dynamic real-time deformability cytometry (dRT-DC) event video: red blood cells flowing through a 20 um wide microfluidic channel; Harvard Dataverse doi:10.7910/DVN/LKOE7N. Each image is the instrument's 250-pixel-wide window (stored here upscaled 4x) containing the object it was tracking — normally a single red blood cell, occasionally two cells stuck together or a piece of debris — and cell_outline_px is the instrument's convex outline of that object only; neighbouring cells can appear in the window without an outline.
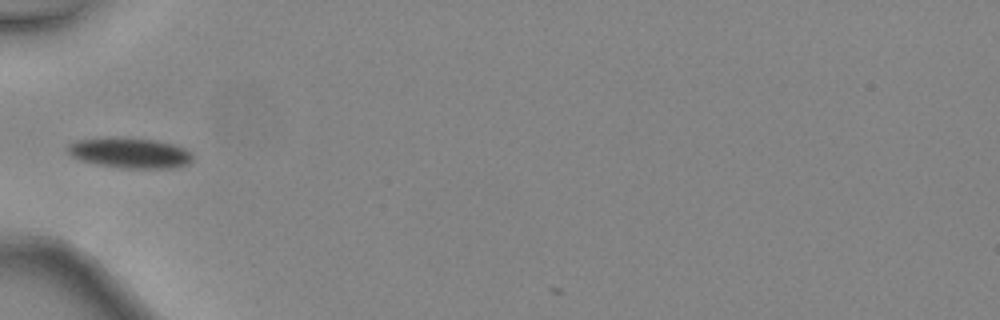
{"species": "common noctule bat (a hibernating species)", "species_latin": "Nyctalus noctula", "temperature_condition": "warm", "stored_images_in_passage": 30, "camera_frame_rate_fps": 3000, "um_per_image_px": 0.085, "animal": {"sex": "female", "body_mass_g": 24.6, "forearm_length_mm": 56.2}, "frame": {"image": 1, "passage_image": 1, "time_ms": 0.0, "image_size_px": [1000, 320], "cell_outline_px": [[192, 160], [188, 164], [172, 168], [120, 168], [80, 160], [72, 156], [64, 148], [68, 144], [76, 140], [112, 136], [120, 136], [156, 140], [172, 144], [184, 148], [192, 152]], "centroid_in_image_um": [11.01, 12.97], "position_along_channel_um": 74.0, "area_um2": 22.48}}
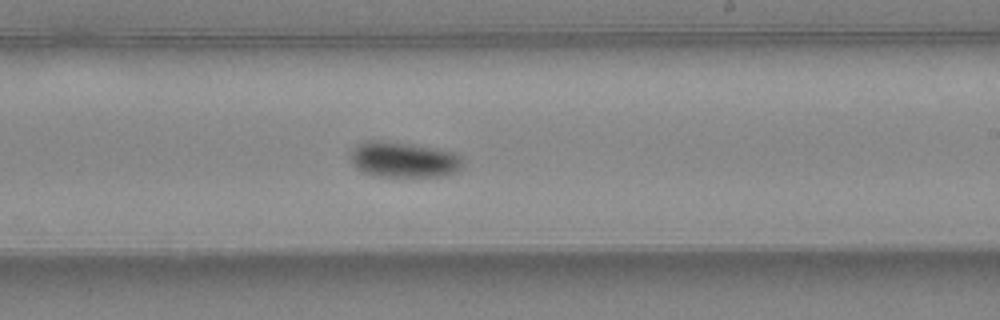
{"frame": {"image": 2, "passage_image": 13, "time_ms": 4.0, "image_size_px": [1000, 320], "cell_outline_px": [[464, 164], [456, 172], [444, 176], [376, 176], [360, 172], [352, 164], [348, 156], [352, 148], [356, 144], [364, 140], [384, 140], [440, 148], [460, 152], [464, 160]], "centroid_in_image_um": [34.31, 13.54], "position_along_channel_um": 254.7, "area_um2": 24.22}}
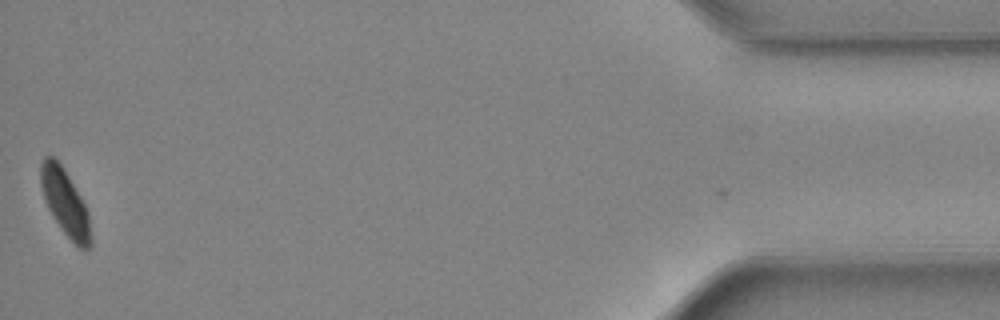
{"frame": {"image": 3, "passage_image": 30, "time_ms": 9.667, "image_size_px": [1000, 320], "cell_outline_px": [[92, 244], [88, 248], [80, 248], [60, 228], [52, 216], [44, 200], [40, 184], [40, 164], [44, 156], [52, 156], [64, 168], [80, 196], [88, 212], [92, 236]], "centroid_in_image_um": [5.52, 17.21], "position_along_channel_um": 429.7, "area_um2": 19.25}, "authors_computed_cell_mechanics": {"area_um2": 22.0796, "velocity_mm_per_s": 4.5242, "shape_relaxation_time_tau1_ms": 1.9343, "shape_relaxation_time_tau2_ms": null, "deformation_change_tau1": 0.0908, "deformation_change_tau2": null}}